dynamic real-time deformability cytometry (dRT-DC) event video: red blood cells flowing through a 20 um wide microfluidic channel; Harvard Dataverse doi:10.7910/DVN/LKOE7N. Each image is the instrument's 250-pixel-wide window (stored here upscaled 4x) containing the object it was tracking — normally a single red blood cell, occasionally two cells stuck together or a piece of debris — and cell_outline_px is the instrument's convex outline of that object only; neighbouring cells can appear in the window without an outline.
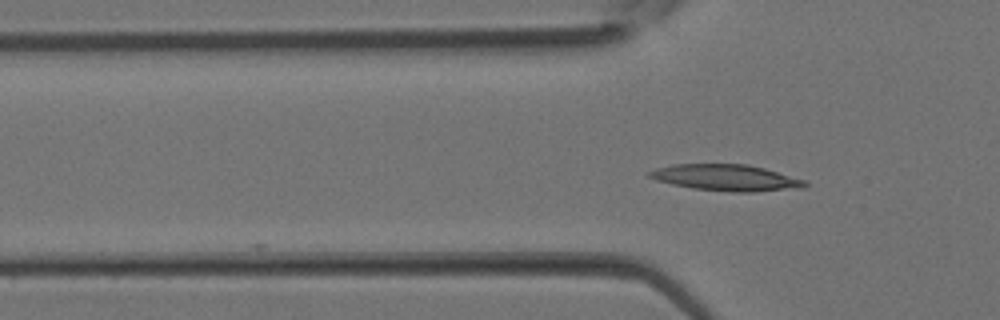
{"species": "Egyptian fruit bat (a non-hibernating species)", "species_latin": "Rousettus aegyptiacus", "temperature_condition": "room temperature", "stored_images_in_passage": 11, "camera_frame_rate_fps": 3000, "um_per_image_px": 0.085, "animal": {"sex": "female"}, "frame": {"image": 1, "passage_image": 11, "time_ms": 3.333, "image_size_px": [1000, 320], "cell_outline_px": [[808, 188], [752, 192], [732, 192], [692, 188], [672, 184], [656, 180], [648, 176], [648, 172], [656, 168], [672, 164], [748, 164], [764, 168], [804, 180], [808, 184]], "centroid_in_image_um": [61.74, 15.11], "position_along_channel_um": 64.1, "area_um2": 23.93}}